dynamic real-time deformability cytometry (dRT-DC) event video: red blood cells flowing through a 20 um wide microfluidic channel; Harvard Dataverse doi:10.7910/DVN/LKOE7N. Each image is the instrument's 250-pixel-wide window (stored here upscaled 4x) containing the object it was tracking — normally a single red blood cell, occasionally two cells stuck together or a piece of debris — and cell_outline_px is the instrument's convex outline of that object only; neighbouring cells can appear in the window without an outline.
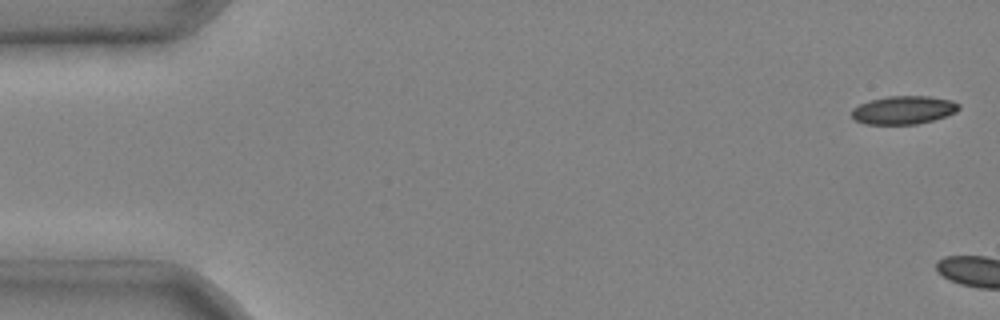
{"species": "common noctule bat (a hibernating species)", "species_latin": "Nyctalus noctula", "temperature_condition": "cold", "stored_images_in_passage": 3, "camera_frame_rate_fps": 3000, "um_per_image_px": 0.085, "animal": {"sex": "male", "body_mass_g": 20.4}, "frame": {"image": 1, "passage_image": 1, "time_ms": 0.0, "image_size_px": [1000, 320], "cell_outline_px": [[960, 108], [956, 112], [932, 120], [916, 124], [864, 124], [856, 120], [852, 116], [852, 108], [868, 100], [888, 96], [928, 96], [952, 100], [960, 104]], "centroid_in_image_um": [76.79, 9.34], "position_along_channel_um": 8.2, "area_um2": 17.63}}